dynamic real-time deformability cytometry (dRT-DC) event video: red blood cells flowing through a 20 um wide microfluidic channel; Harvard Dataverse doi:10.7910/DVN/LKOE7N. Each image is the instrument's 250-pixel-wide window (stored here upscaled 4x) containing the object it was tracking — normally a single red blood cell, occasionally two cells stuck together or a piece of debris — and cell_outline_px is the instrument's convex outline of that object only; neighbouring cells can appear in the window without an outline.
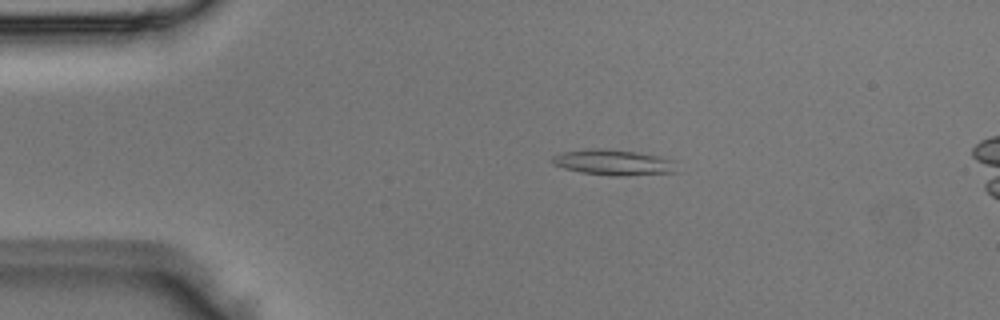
{"species": "Egyptian fruit bat (a non-hibernating species)", "species_latin": "Rousettus aegyptiacus", "temperature_condition": "room temperature", "stored_images_in_passage": 43, "segment_of_instrument_passage": [1, 2], "camera_frame_rate_fps": 3000, "um_per_image_px": 0.085, "animal": {"sex": "male"}, "frame": {"image": 1, "passage_image": 2, "time_ms": 0.333, "image_size_px": [1000, 320], "cell_outline_px": [[676, 172], [620, 176], [612, 176], [584, 172], [564, 168], [552, 164], [552, 156], [560, 152], [592, 148], [604, 148], [636, 152], [676, 160]], "centroid_in_image_um": [52.14, 13.79], "position_along_channel_um": 32.9, "area_um2": 18.55}}
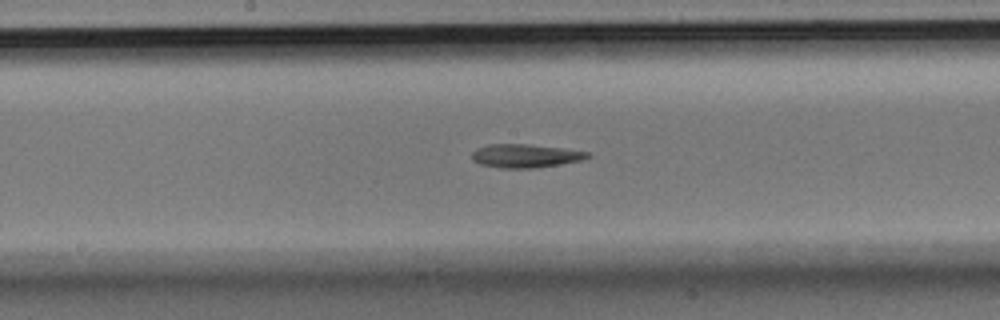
{"frame": {"image": 2, "passage_image": 18, "time_ms": 5.667, "image_size_px": [1000, 320], "cell_outline_px": [[592, 156], [584, 160], [560, 164], [532, 168], [500, 168], [480, 164], [472, 160], [472, 152], [476, 148], [488, 144], [528, 144], [564, 148], [588, 152]], "centroid_in_image_um": [44.66, 13.24], "position_along_channel_um": 203.5, "area_um2": 15.95}}
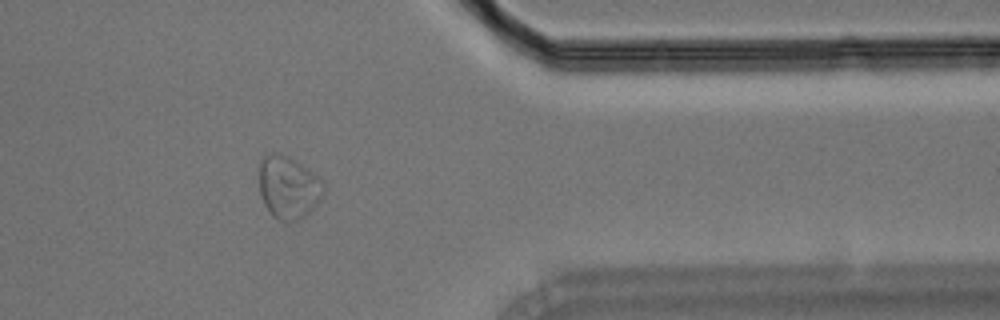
{"frame": {"image": 3, "passage_image": 33, "time_ms": 10.667, "image_size_px": [1000, 320], "cell_outline_px": [[324, 192], [316, 204], [304, 216], [296, 220], [280, 220], [272, 216], [264, 204], [260, 196], [256, 172], [260, 160], [268, 152], [280, 152], [296, 160], [312, 172], [324, 184]], "centroid_in_image_um": [24.43, 15.86], "position_along_channel_um": 387.0, "area_um2": 23.87}}